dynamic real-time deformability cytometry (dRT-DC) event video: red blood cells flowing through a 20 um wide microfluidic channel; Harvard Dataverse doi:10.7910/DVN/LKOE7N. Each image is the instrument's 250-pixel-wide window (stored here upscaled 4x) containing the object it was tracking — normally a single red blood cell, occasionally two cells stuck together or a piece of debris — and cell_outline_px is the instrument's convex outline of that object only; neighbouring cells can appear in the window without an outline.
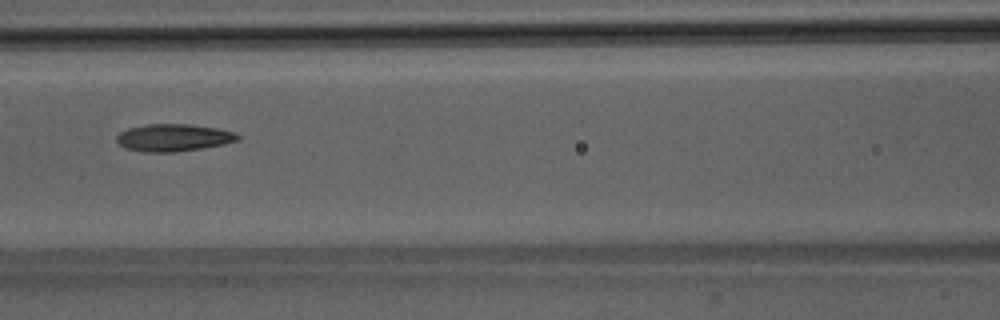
{"species": "Egyptian fruit bat (a non-hibernating species)", "species_latin": "Rousettus aegyptiacus", "temperature_condition": "room temperature", "stored_images_in_passage": 31, "camera_frame_rate_fps": 3000, "um_per_image_px": 0.085, "animal": {"sex": "male"}, "frame": {"image": 1, "passage_image": 10, "time_ms": 3.0, "image_size_px": [1000, 320], "cell_outline_px": [[240, 140], [224, 144], [200, 148], [172, 152], [144, 152], [124, 148], [116, 140], [116, 136], [120, 132], [128, 128], [148, 124], [192, 124], [216, 128], [232, 132], [240, 136]], "centroid_in_image_um": [14.72, 11.7], "position_along_channel_um": 151.9, "area_um2": 19.19}}
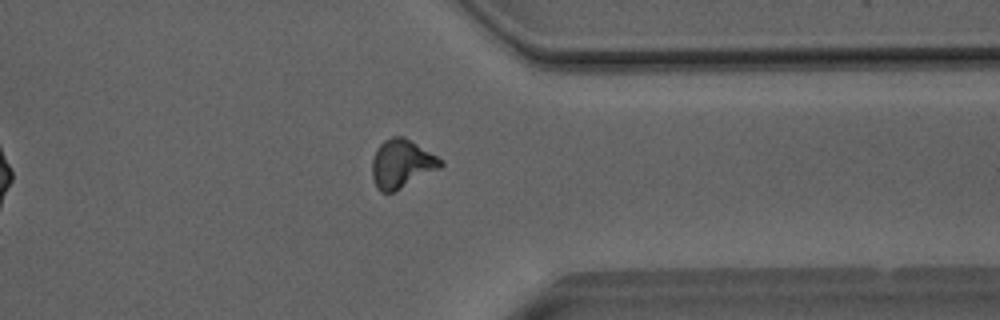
{"frame": {"image": 2, "passage_image": 27, "time_ms": 8.667, "image_size_px": [1000, 320], "cell_outline_px": [[444, 164], [440, 168], [392, 192], [380, 192], [376, 188], [372, 176], [372, 160], [376, 148], [384, 140], [392, 136], [404, 136], [444, 160]], "centroid_in_image_um": [34.13, 13.9], "position_along_channel_um": 377.3, "area_um2": 19.31}}